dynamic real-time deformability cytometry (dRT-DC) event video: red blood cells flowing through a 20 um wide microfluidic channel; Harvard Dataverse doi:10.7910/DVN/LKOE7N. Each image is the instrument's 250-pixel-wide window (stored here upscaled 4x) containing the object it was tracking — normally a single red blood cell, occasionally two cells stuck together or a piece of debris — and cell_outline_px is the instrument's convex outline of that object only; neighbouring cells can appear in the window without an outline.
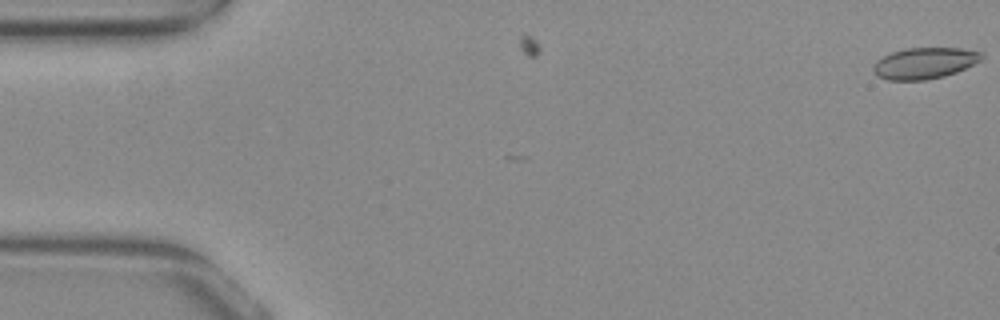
{"species": "common noctule bat (a hibernating species)", "species_latin": "Nyctalus noctula", "temperature_condition": "warm", "stored_images_in_passage": 3, "camera_frame_rate_fps": 3000, "um_per_image_px": 0.085, "animal": {"sex": "female", "body_mass_g": 29.2, "forearm_length_mm": 56.3}, "frame": {"image": 1, "passage_image": 3, "time_ms": 0.667, "image_size_px": [1000, 320], "cell_outline_px": [[984, 56], [980, 60], [956, 72], [944, 76], [924, 80], [888, 80], [876, 76], [872, 72], [872, 68], [876, 60], [892, 52], [904, 48], [960, 48], [980, 52]], "centroid_in_image_um": [78.52, 5.37], "position_along_channel_um": 6.5, "area_um2": 19.65}}